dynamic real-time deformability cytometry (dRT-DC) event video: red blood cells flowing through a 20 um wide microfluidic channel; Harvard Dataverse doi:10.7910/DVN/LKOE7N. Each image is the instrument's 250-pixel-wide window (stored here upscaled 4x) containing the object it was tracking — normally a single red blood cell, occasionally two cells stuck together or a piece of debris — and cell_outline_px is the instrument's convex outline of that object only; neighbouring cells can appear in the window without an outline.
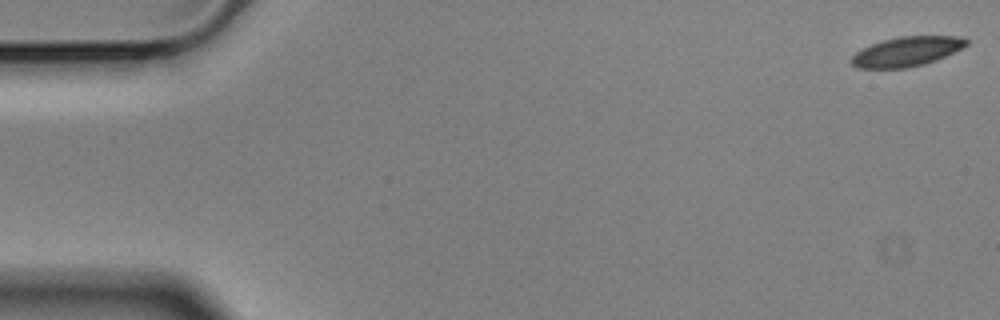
{"species": "Egyptian fruit bat (a non-hibernating species)", "species_latin": "Rousettus aegyptiacus", "temperature_condition": "cold", "stored_images_in_passage": 29, "camera_frame_rate_fps": 3000, "um_per_image_px": 0.085, "animal": {"sex": "male"}, "frame": {"image": 1, "passage_image": 1, "time_ms": 0.0, "image_size_px": [1000, 320], "cell_outline_px": [[968, 44], [936, 60], [924, 64], [904, 68], [856, 68], [852, 64], [852, 56], [856, 52], [872, 44], [884, 40], [900, 36], [956, 36], [968, 40]], "centroid_in_image_um": [77.05, 4.38], "position_along_channel_um": 7.9, "area_um2": 19.42}}
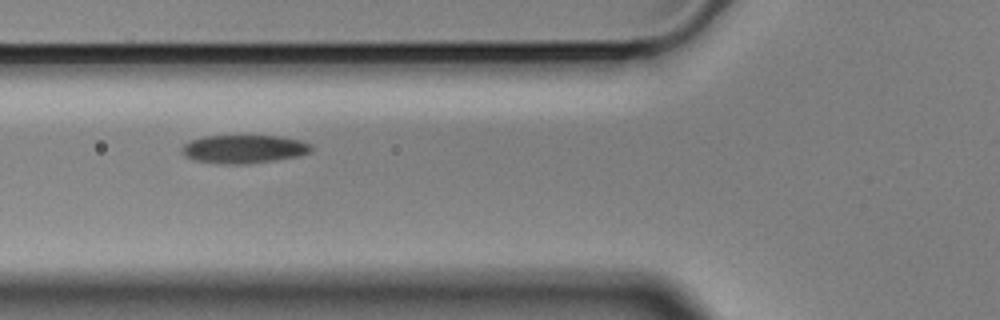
{"frame": {"image": 2, "passage_image": 21, "time_ms": 6.667, "image_size_px": [1000, 320], "cell_outline_px": [[312, 152], [300, 156], [248, 164], [224, 164], [196, 160], [184, 156], [180, 148], [184, 144], [192, 140], [204, 136], [280, 136], [300, 140], [312, 144]], "centroid_in_image_um": [20.76, 12.67], "position_along_channel_um": 105.0, "area_um2": 21.44}}
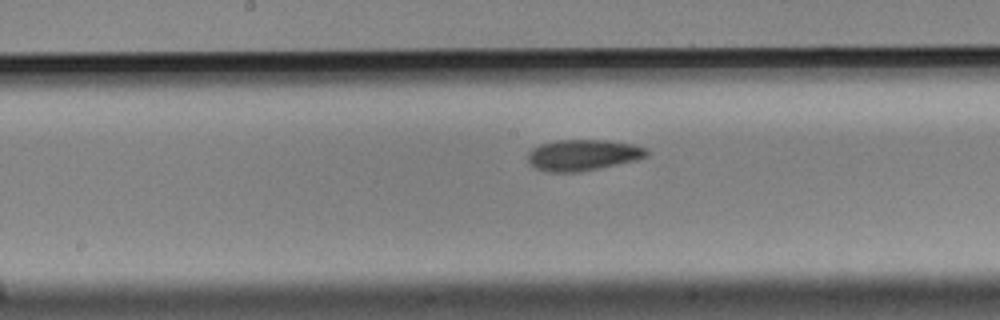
{"frame": {"image": 3, "passage_image": 29, "time_ms": 9.333, "image_size_px": [1000, 320], "cell_outline_px": [[648, 156], [636, 160], [580, 172], [548, 172], [536, 168], [528, 164], [528, 152], [532, 148], [540, 144], [556, 140], [608, 140], [632, 144], [648, 148]], "centroid_in_image_um": [49.53, 13.17], "position_along_channel_um": 198.7, "area_um2": 21.68}}